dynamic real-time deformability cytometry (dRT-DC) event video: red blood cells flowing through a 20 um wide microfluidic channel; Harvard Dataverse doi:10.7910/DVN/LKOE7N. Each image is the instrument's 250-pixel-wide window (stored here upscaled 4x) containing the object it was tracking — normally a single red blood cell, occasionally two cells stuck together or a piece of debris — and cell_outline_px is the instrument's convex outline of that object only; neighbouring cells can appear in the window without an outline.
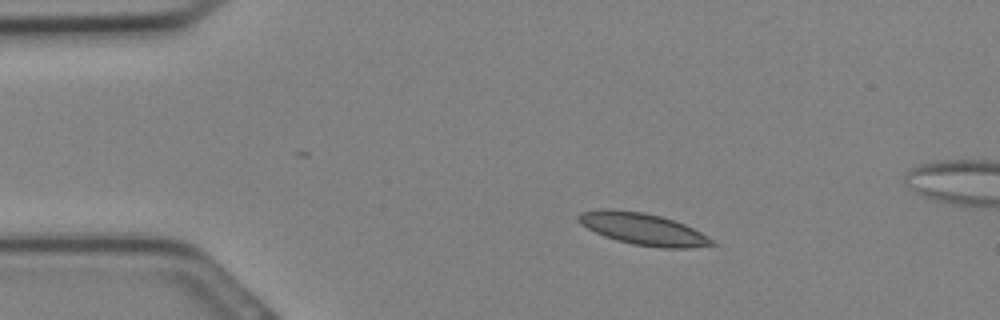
{"species": "Egyptian fruit bat (a non-hibernating species)", "species_latin": "Rousettus aegyptiacus", "temperature_condition": "cold", "stored_images_in_passage": 5, "camera_frame_rate_fps": 3000, "um_per_image_px": 0.085, "animal": {"sex": "female"}, "frame": {"image": 1, "passage_image": 1, "time_ms": 0.0, "image_size_px": [1000, 320], "cell_outline_px": [[716, 244], [692, 248], [660, 248], [632, 244], [616, 240], [604, 236], [580, 224], [576, 220], [576, 216], [580, 212], [604, 208], [612, 208], [644, 212], [660, 216], [684, 224], [708, 236]], "centroid_in_image_um": [54.6, 19.45], "position_along_channel_um": 30.4, "area_um2": 24.85}}